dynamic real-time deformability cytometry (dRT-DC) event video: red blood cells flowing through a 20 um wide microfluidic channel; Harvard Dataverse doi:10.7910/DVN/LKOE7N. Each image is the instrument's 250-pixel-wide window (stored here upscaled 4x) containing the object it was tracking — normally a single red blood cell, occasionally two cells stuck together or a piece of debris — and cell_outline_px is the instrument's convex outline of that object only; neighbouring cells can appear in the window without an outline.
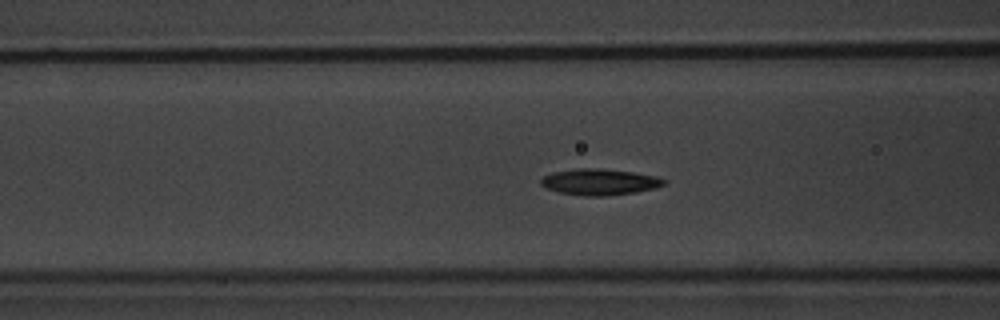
{"species": "common noctule bat (a hibernating species)", "species_latin": "Nyctalus noctula", "temperature_condition": "warm", "stored_images_in_passage": 55, "camera_frame_rate_fps": 3000, "um_per_image_px": 0.085, "animal": {"sex": "male", "body_mass_g": 20.1, "forearm_length_mm": 53.5}, "frame": {"image": 1, "passage_image": 22, "time_ms": 7.0, "image_size_px": [1000, 320], "cell_outline_px": [[668, 184], [636, 192], [608, 196], [584, 196], [560, 192], [548, 188], [540, 184], [540, 180], [544, 176], [552, 172], [580, 168], [600, 168], [632, 172], [656, 176], [668, 180]], "centroid_in_image_um": [51.0, 15.46], "position_along_channel_um": 115.6, "area_um2": 18.79}}
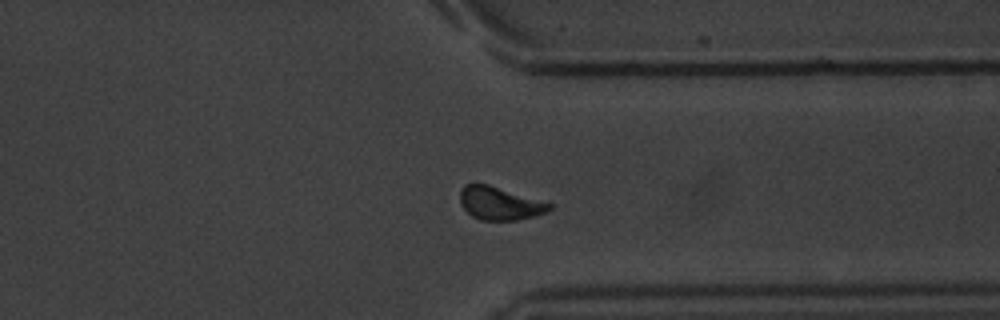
{"frame": {"image": 2, "passage_image": 42, "time_ms": 13.667, "image_size_px": [1000, 320], "cell_outline_px": [[556, 204], [548, 212], [536, 216], [516, 220], [480, 220], [472, 216], [460, 204], [460, 188], [464, 184], [488, 184], [548, 200]], "centroid_in_image_um": [42.58, 17.27], "position_along_channel_um": 368.8, "area_um2": 17.92}}
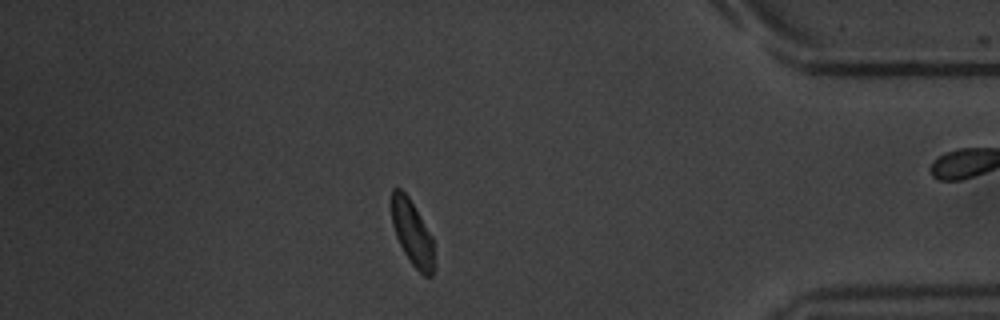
{"frame": {"image": 3, "passage_image": 47, "time_ms": 15.333, "image_size_px": [1000, 320], "cell_outline_px": [[432, 276], [424, 276], [412, 264], [404, 252], [396, 236], [392, 224], [392, 188], [400, 188], [408, 196], [432, 236]], "centroid_in_image_um": [35.01, 19.76], "position_along_channel_um": 400.2, "area_um2": 15.61}, "authors_computed_cell_mechanics": {"area_um2": 17.34, "velocity_mm_per_s": 3.8035, "shape_relaxation_time_tau1_ms": 3.8553, "shape_relaxation_time_tau2_ms": 2.4917, "deformation_change_tau1": 0.1467, "deformation_change_tau2": 0.0867}}